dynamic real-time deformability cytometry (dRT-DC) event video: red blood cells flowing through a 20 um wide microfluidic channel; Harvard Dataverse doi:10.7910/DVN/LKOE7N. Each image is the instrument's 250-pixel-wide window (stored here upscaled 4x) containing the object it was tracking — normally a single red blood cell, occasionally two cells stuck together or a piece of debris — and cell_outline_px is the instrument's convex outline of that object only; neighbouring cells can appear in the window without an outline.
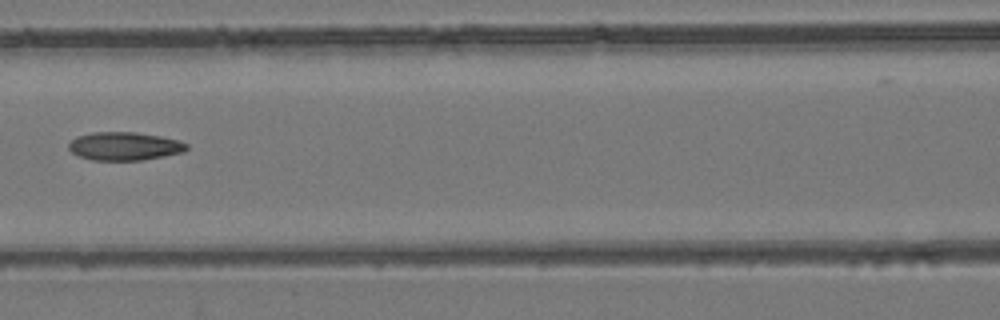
{"species": "common noctule bat (a hibernating species)", "species_latin": "Nyctalus noctula", "temperature_condition": "room temperature", "stored_images_in_passage": 5, "camera_frame_rate_fps": 3000, "um_per_image_px": 0.085, "animal": {"sex": "female", "body_mass_g": 24.6, "forearm_length_mm": 56.2}, "frame": {"image": 1, "passage_image": 5, "time_ms": 4.667, "image_size_px": [1000, 320], "cell_outline_px": [[188, 148], [184, 152], [164, 156], [140, 160], [92, 160], [80, 156], [72, 152], [68, 148], [68, 144], [76, 136], [92, 132], [136, 132], [160, 136], [176, 140], [188, 144]], "centroid_in_image_um": [10.57, 12.42], "position_along_channel_um": 156.0, "area_um2": 19.36}}